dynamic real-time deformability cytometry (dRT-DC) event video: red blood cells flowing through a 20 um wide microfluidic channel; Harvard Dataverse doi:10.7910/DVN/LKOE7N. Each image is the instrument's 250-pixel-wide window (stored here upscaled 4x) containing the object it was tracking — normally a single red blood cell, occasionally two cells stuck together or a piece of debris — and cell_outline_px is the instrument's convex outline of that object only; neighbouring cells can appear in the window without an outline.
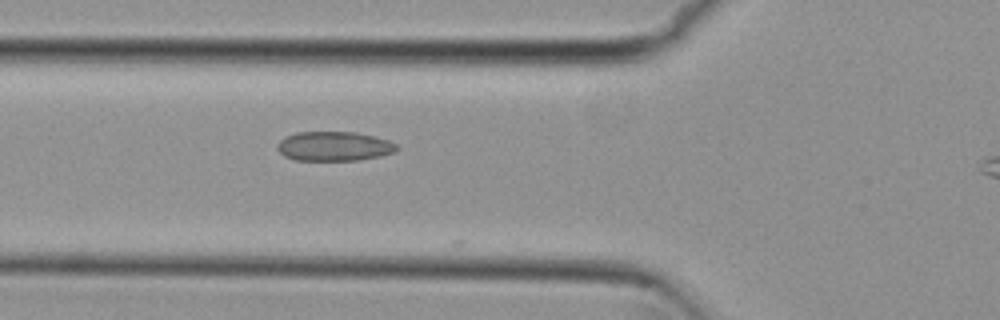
{"species": "common noctule bat (a hibernating species)", "species_latin": "Nyctalus noctula", "temperature_condition": "cold", "stored_images_in_passage": 13, "camera_frame_rate_fps": 3000, "um_per_image_px": 0.085, "animal": {"sex": "female", "body_mass_g": 29.2, "forearm_length_mm": 56.3}, "frame": {"image": 1, "passage_image": 11, "time_ms": 3.333, "image_size_px": [1000, 320], "cell_outline_px": [[400, 148], [396, 152], [380, 156], [356, 160], [296, 160], [284, 156], [276, 148], [276, 144], [284, 136], [296, 132], [356, 132], [388, 140], [396, 144]], "centroid_in_image_um": [28.38, 12.43], "position_along_channel_um": 97.4, "area_um2": 20.58}}